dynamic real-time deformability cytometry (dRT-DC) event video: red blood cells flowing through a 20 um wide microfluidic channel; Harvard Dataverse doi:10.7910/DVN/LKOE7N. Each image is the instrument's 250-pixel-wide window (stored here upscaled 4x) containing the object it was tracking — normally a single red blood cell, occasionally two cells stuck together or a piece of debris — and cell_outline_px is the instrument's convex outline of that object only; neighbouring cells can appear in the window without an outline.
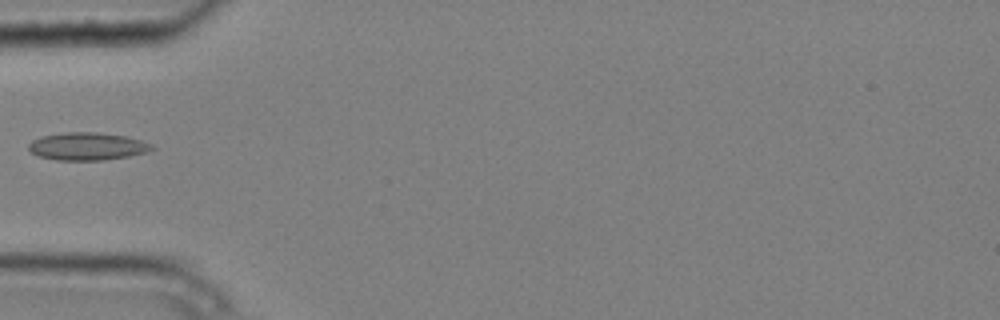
{"species": "common noctule bat (a hibernating species)", "species_latin": "Nyctalus noctula", "temperature_condition": "cold", "stored_images_in_passage": 5, "camera_frame_rate_fps": 3000, "um_per_image_px": 0.085, "animal": {"sex": "male", "body_mass_g": 20.4}, "frame": {"image": 1, "passage_image": 5, "time_ms": 1.333, "image_size_px": [1000, 320], "cell_outline_px": [[156, 148], [144, 152], [128, 156], [104, 160], [56, 160], [36, 156], [28, 148], [28, 144], [32, 140], [40, 136], [64, 132], [96, 132], [124, 136], [140, 140], [152, 144]], "centroid_in_image_um": [7.37, 12.44], "position_along_channel_um": 77.6, "area_um2": 19.88}}